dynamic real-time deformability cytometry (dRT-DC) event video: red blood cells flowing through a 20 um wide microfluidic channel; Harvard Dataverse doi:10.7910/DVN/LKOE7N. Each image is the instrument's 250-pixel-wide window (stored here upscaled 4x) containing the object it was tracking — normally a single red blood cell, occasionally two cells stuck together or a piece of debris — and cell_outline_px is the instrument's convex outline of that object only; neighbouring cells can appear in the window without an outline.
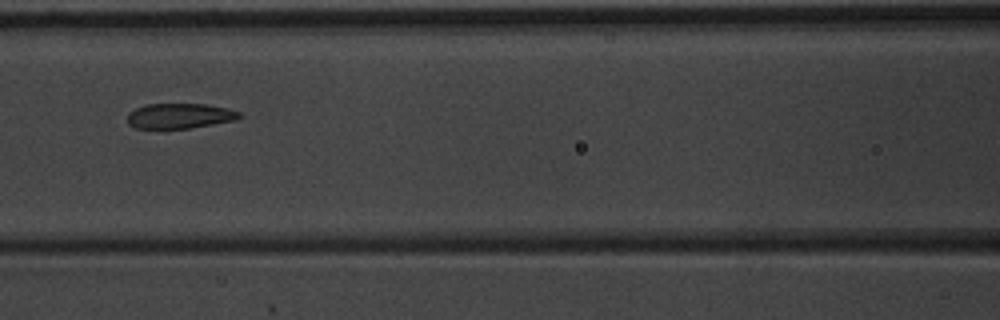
{"species": "common noctule bat (a hibernating species)", "species_latin": "Nyctalus noctula", "temperature_condition": "warm", "stored_images_in_passage": 8, "camera_frame_rate_fps": 3000, "um_per_image_px": 0.085, "animal": {"sex": "male", "body_mass_g": 20.1, "forearm_length_mm": 53.5}, "frame": {"image": 1, "passage_image": 6, "time_ms": 1.667, "image_size_px": [1000, 320], "cell_outline_px": [[244, 116], [236, 120], [188, 128], [136, 128], [128, 124], [128, 112], [144, 104], [208, 104], [228, 108], [240, 112]], "centroid_in_image_um": [15.3, 9.84], "position_along_channel_um": 151.3, "area_um2": 16.47}}
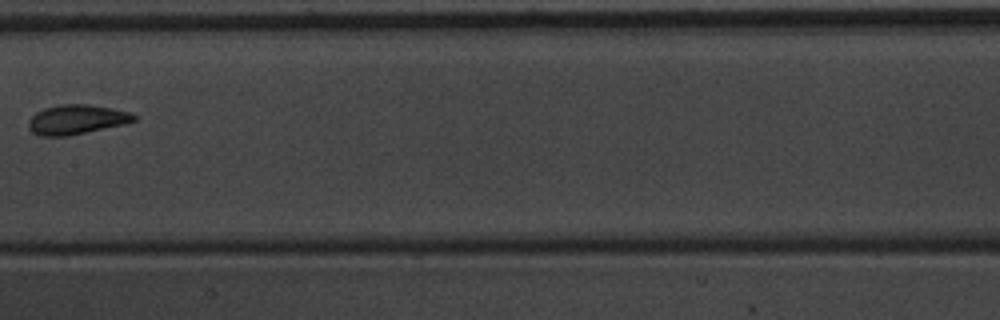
{"frame": {"image": 2, "passage_image": 7, "time_ms": 2.0, "image_size_px": [1000, 320], "cell_outline_px": [[136, 120], [124, 124], [68, 136], [40, 136], [32, 132], [28, 128], [28, 120], [36, 112], [44, 108], [60, 104], [88, 104], [112, 108], [128, 112], [136, 116]], "centroid_in_image_um": [6.47, 10.16], "position_along_channel_um": 200.9, "area_um2": 18.15}}
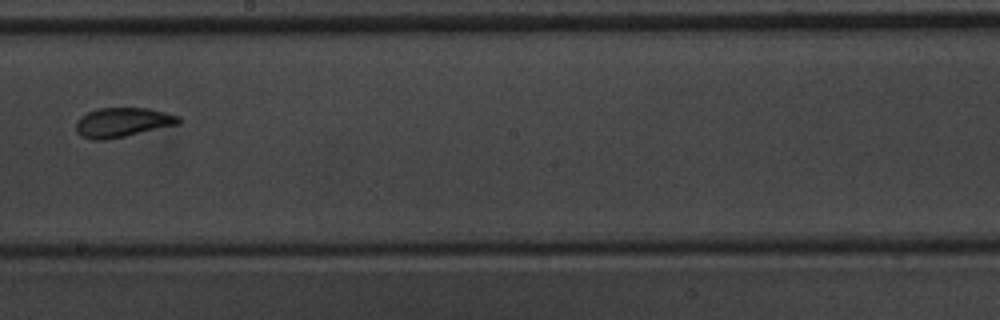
{"frame": {"image": 3, "passage_image": 8, "time_ms": 2.333, "image_size_px": [1000, 320], "cell_outline_px": [[180, 124], [124, 136], [104, 140], [92, 140], [80, 136], [76, 132], [76, 120], [80, 116], [88, 112], [100, 108], [148, 108], [168, 112], [180, 116]], "centroid_in_image_um": [10.41, 10.4], "position_along_channel_um": 237.8, "area_um2": 17.74}}